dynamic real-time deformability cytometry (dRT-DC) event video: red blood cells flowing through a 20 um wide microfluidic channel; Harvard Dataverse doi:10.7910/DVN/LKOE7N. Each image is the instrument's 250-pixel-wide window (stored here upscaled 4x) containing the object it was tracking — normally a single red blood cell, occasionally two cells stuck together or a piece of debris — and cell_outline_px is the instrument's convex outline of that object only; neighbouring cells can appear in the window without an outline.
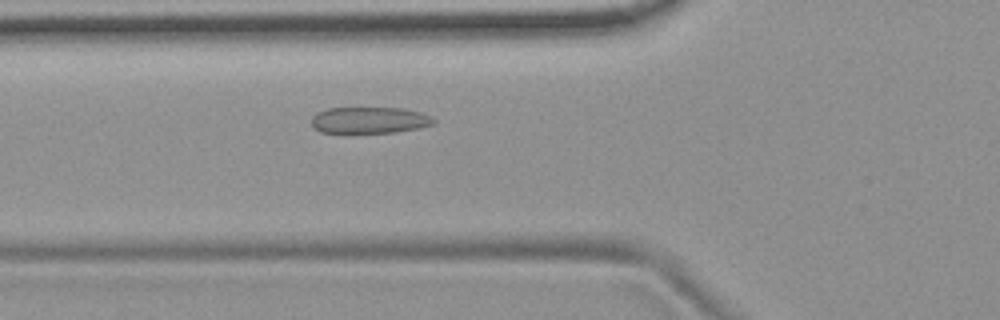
{"species": "common noctule bat (a hibernating species)", "species_latin": "Nyctalus noctula", "temperature_condition": "room temperature", "stored_images_in_passage": 2, "camera_frame_rate_fps": 3000, "um_per_image_px": 0.085, "animal": {"sex": "female", "body_mass_g": 19.9}, "frame": {"image": 1, "passage_image": 2, "time_ms": 0.333, "image_size_px": [1000, 320], "cell_outline_px": [[436, 120], [432, 124], [420, 128], [396, 132], [348, 136], [320, 132], [312, 124], [312, 116], [316, 112], [328, 108], [404, 108], [420, 112], [432, 116]], "centroid_in_image_um": [31.36, 10.26], "position_along_channel_um": 94.4, "area_um2": 19.83}}